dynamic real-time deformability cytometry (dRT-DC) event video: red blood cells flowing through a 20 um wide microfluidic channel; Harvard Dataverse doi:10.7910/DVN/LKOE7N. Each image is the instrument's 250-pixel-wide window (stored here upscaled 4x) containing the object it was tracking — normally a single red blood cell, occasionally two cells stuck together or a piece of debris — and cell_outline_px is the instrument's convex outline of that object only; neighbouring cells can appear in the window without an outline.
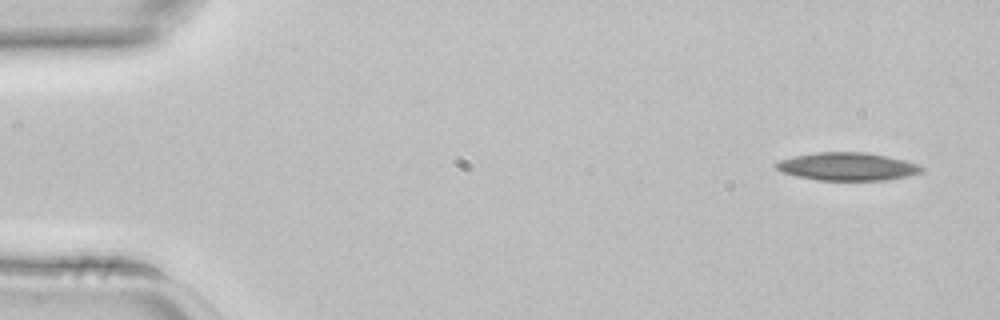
{"species": "common noctule bat (a hibernating species)", "species_latin": "Nyctalus noctula", "temperature_condition": "room temperature", "stored_images_in_passage": 4, "camera_frame_rate_fps": 3000, "um_per_image_px": 0.085, "animal": {"sex": "female", "body_mass_g": 22.7, "forearm_length_mm": 54.2}, "frame": {"image": 1, "passage_image": 1, "time_ms": 0.0, "image_size_px": [1000, 320], "cell_outline_px": [[924, 168], [920, 172], [908, 176], [888, 180], [816, 180], [796, 176], [780, 172], [772, 164], [780, 160], [792, 156], [816, 152], [868, 152], [904, 160], [920, 164]], "centroid_in_image_um": [71.99, 14.15], "position_along_channel_um": 13.0, "area_um2": 23.93}}